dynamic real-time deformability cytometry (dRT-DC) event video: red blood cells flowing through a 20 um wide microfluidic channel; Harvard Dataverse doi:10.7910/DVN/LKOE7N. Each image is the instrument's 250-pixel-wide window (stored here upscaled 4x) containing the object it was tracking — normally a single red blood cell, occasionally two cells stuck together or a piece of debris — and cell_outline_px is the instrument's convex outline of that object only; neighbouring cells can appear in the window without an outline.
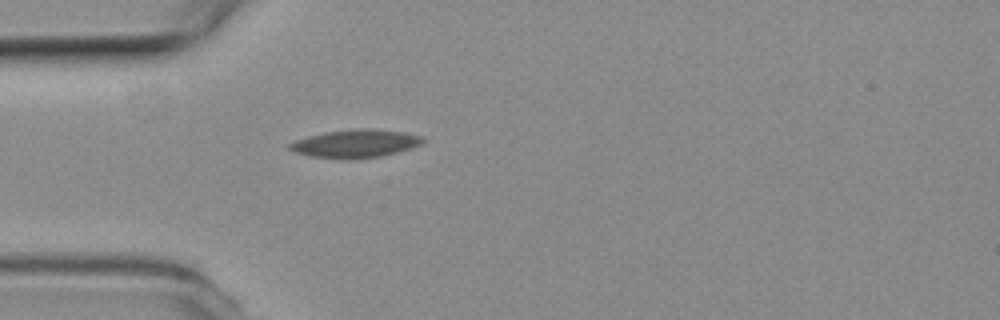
{"species": "common noctule bat (a hibernating species)", "species_latin": "Nyctalus noctula", "temperature_condition": "room temperature", "stored_images_in_passage": 28, "camera_frame_rate_fps": 3000, "um_per_image_px": 0.085, "animal": {"sex": "female", "body_mass_g": 19.3, "forearm_length_mm": 54.1}, "frame": {"image": 1, "passage_image": 1, "time_ms": 0.0, "image_size_px": [1000, 320], "cell_outline_px": [[424, 140], [420, 144], [412, 148], [380, 156], [312, 156], [296, 152], [288, 148], [288, 144], [296, 140], [308, 136], [324, 132], [356, 128], [368, 128], [404, 132], [420, 136]], "centroid_in_image_um": [30.23, 12.15], "position_along_channel_um": 54.8, "area_um2": 20.69}}
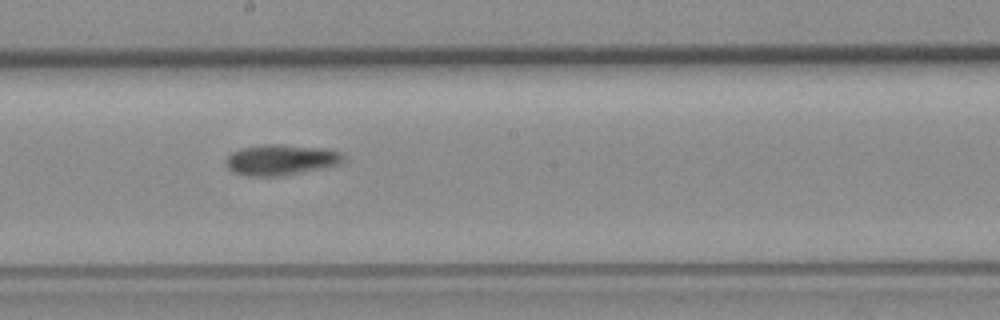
{"frame": {"image": 2, "passage_image": 15, "time_ms": 4.667, "image_size_px": [1000, 320], "cell_outline_px": [[344, 160], [336, 164], [300, 172], [276, 176], [248, 176], [236, 172], [228, 168], [224, 160], [232, 152], [240, 148], [264, 144], [280, 144], [328, 148], [340, 152]], "centroid_in_image_um": [23.82, 13.56], "position_along_channel_um": 224.4, "area_um2": 20.69}}
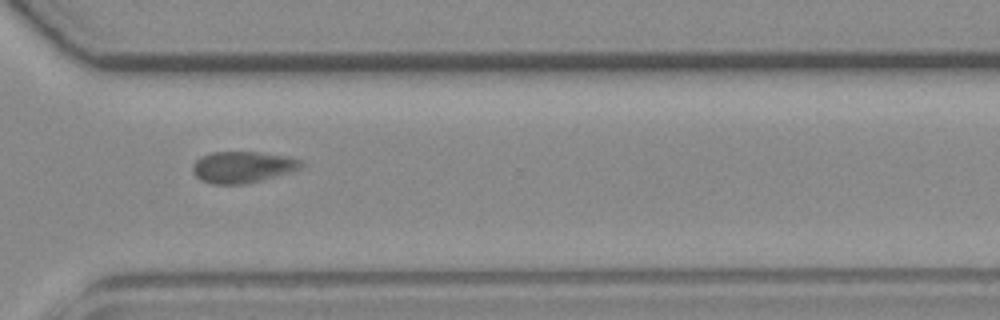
{"frame": {"image": 3, "passage_image": 25, "time_ms": 8.0, "image_size_px": [1000, 320], "cell_outline_px": [[304, 164], [300, 168], [248, 184], [212, 184], [200, 180], [192, 172], [192, 164], [200, 156], [212, 152], [260, 152], [288, 156], [300, 160]], "centroid_in_image_um": [20.56, 14.19], "position_along_channel_um": 350.0, "area_um2": 19.88}, "authors_computed_cell_mechanics": {"area_um2": 20.4034, "velocity_mm_per_s": 3.7626, "shape_relaxation_time_tau1_ms": null, "shape_relaxation_time_tau2_ms": 8.1034, "deformation_change_tau1": null, "deformation_change_tau2": 0.1428}}